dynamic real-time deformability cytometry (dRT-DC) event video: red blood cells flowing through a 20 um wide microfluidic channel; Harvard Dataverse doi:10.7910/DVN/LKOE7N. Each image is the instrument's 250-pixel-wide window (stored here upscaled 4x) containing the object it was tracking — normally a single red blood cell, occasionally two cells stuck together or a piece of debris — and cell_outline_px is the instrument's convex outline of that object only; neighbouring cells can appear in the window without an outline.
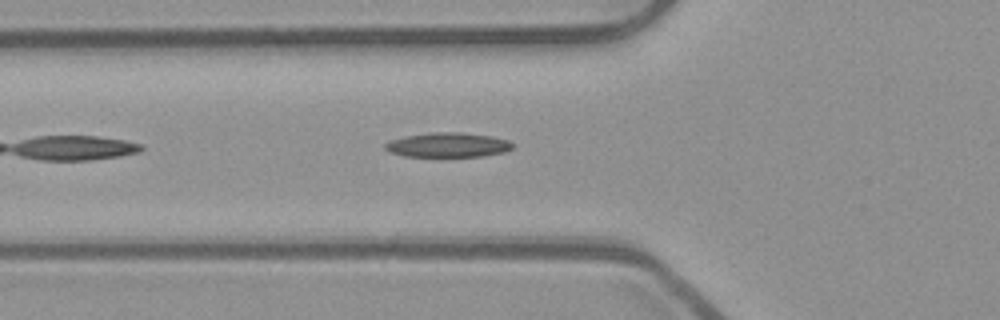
{"species": "common noctule bat (a hibernating species)", "species_latin": "Nyctalus noctula", "temperature_condition": "room temperature", "stored_images_in_passage": 21, "camera_frame_rate_fps": 3000, "um_per_image_px": 0.085, "animal": {"sex": "male", "body_mass_g": 23.1, "forearm_length_mm": 52.7}, "frame": {"image": 1, "passage_image": 2, "time_ms": 0.333, "image_size_px": [1000, 320], "cell_outline_px": [[512, 148], [504, 152], [480, 156], [404, 156], [388, 152], [384, 148], [384, 144], [392, 140], [408, 136], [436, 132], [460, 132], [492, 136], [508, 140], [512, 144]], "centroid_in_image_um": [38.07, 12.32], "position_along_channel_um": 87.7, "area_um2": 17.98}}
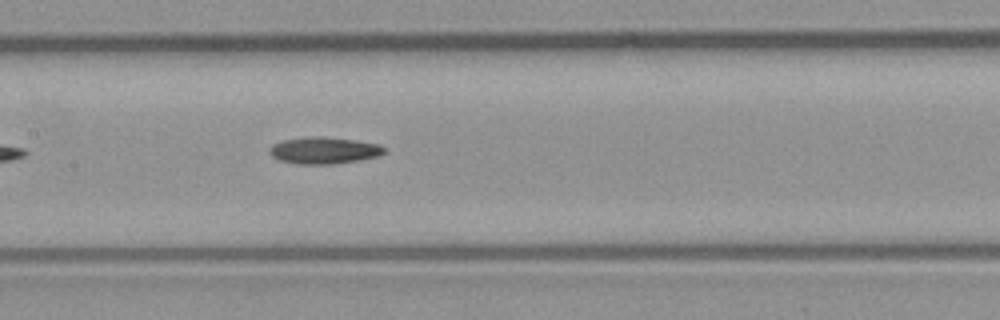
{"frame": {"image": 2, "passage_image": 9, "time_ms": 2.667, "image_size_px": [1000, 320], "cell_outline_px": [[384, 152], [376, 156], [360, 160], [332, 164], [300, 164], [280, 160], [272, 156], [268, 152], [268, 148], [272, 144], [284, 140], [320, 136], [356, 140], [380, 144], [384, 148]], "centroid_in_image_um": [27.52, 12.79], "position_along_channel_um": 179.9, "area_um2": 17.69}}
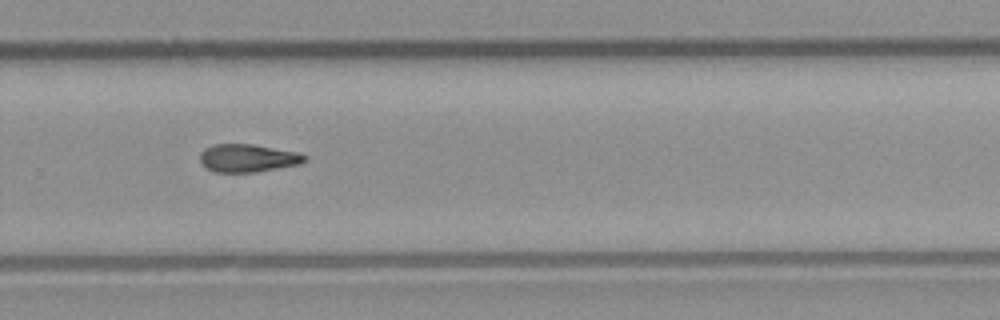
{"frame": {"image": 3, "passage_image": 19, "time_ms": 6.0, "image_size_px": [1000, 320], "cell_outline_px": [[308, 160], [300, 164], [256, 172], [216, 172], [208, 168], [200, 160], [200, 152], [204, 148], [212, 144], [256, 144], [300, 152], [308, 156]], "centroid_in_image_um": [21.12, 13.42], "position_along_channel_um": 308.7, "area_um2": 17.28}}